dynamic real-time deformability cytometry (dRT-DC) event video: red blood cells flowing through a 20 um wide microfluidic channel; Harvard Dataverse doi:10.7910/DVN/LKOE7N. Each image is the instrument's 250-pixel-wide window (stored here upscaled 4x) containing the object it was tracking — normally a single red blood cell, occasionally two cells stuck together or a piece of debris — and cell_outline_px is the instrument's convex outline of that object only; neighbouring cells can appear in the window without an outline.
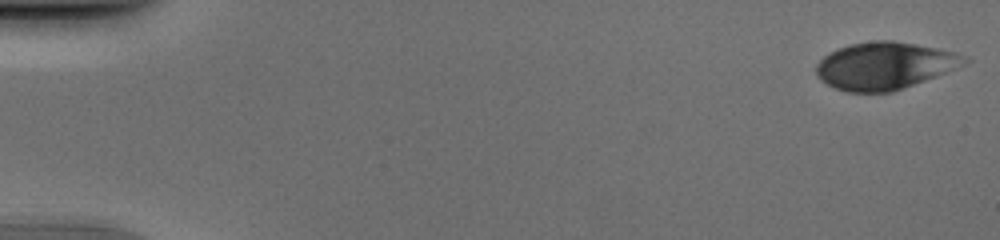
{"species": "human", "species_latin": "Homo sapiens", "temperature_condition": "cold", "stored_images_in_passage": 51, "camera_frame_rate_fps": 3000, "um_per_image_px": 0.085, "donor": {"sex": "male"}, "frame": {"image": 1, "passage_image": 1, "time_ms": 0.0, "image_size_px": [1000, 240], "cell_outline_px": [[972, 60], [964, 64], [904, 88], [892, 92], [848, 92], [836, 88], [820, 80], [816, 72], [816, 64], [824, 56], [836, 48], [848, 44], [876, 40], [892, 40], [916, 44], [956, 52], [968, 56]], "centroid_in_image_um": [75.18, 5.57], "position_along_channel_um": 9.8, "area_um2": 40.69}}
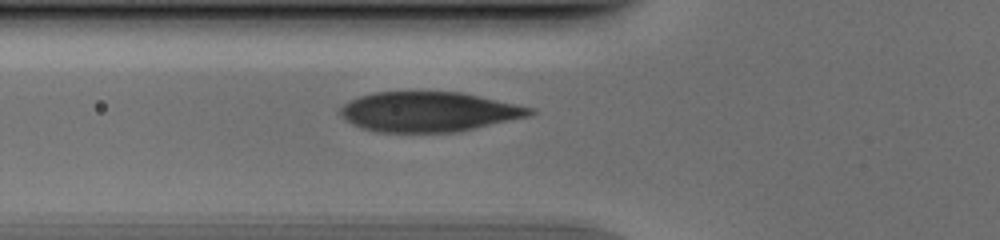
{"frame": {"image": 2, "passage_image": 19, "time_ms": 6.0, "image_size_px": [1000, 240], "cell_outline_px": [[536, 112], [528, 116], [460, 132], [376, 132], [360, 128], [344, 120], [336, 112], [348, 100], [372, 92], [460, 92], [536, 108]], "centroid_in_image_um": [36.4, 9.51], "position_along_channel_um": 89.4, "area_um2": 44.45}}
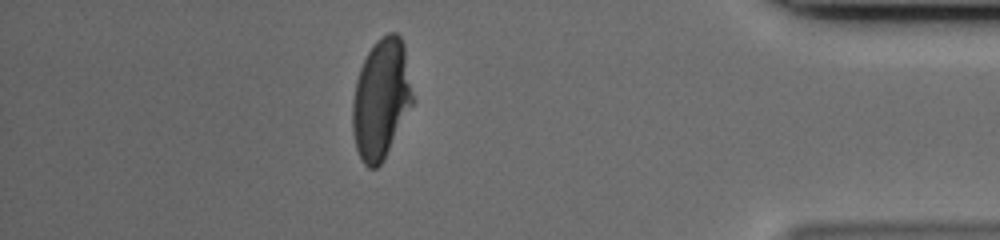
{"frame": {"image": 3, "passage_image": 45, "time_ms": 14.667, "image_size_px": [1000, 240], "cell_outline_px": [[416, 100], [384, 160], [376, 168], [368, 168], [364, 164], [356, 148], [352, 132], [352, 100], [356, 80], [360, 68], [372, 44], [376, 40], [388, 32], [396, 32], [400, 36], [404, 44]], "centroid_in_image_um": [32.43, 8.4], "position_along_channel_um": 402.8, "area_um2": 42.95}}